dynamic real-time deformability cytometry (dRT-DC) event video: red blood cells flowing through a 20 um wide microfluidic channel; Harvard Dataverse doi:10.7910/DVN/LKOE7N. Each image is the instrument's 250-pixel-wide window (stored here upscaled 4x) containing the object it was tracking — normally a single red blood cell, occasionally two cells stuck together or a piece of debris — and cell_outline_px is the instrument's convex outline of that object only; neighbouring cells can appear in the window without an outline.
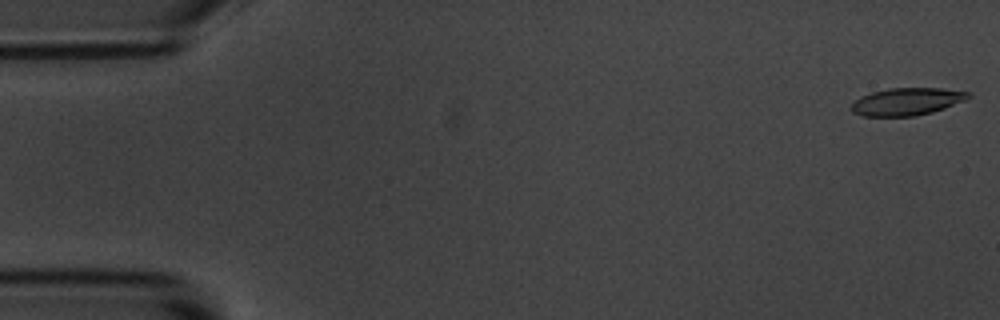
{"species": "common noctule bat (a hibernating species)", "species_latin": "Nyctalus noctula", "temperature_condition": "room temperature", "stored_images_in_passage": 5, "camera_frame_rate_fps": 3000, "um_per_image_px": 0.085, "animal": {"sex": "male", "body_mass_g": 20.1, "forearm_length_mm": 53.5}, "frame": {"image": 1, "passage_image": 1, "time_ms": 0.0, "image_size_px": [1000, 320], "cell_outline_px": [[972, 96], [964, 100], [944, 108], [932, 112], [916, 116], [864, 116], [852, 112], [848, 108], [860, 96], [872, 92], [888, 88], [940, 88], [972, 92]], "centroid_in_image_um": [77.07, 8.63], "position_along_channel_um": 7.9, "area_um2": 18.79}}
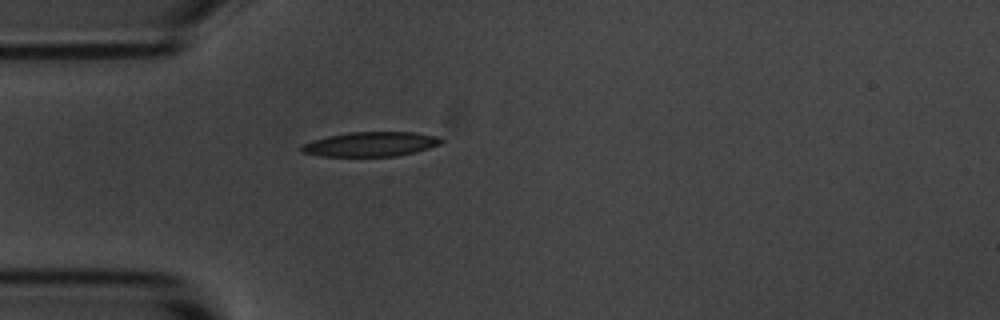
{"frame": {"image": 2, "passage_image": 5, "time_ms": 4.667, "image_size_px": [1000, 320], "cell_outline_px": [[444, 140], [440, 144], [416, 152], [396, 156], [320, 156], [300, 152], [300, 148], [304, 144], [312, 140], [328, 136], [348, 132], [412, 132], [440, 136]], "centroid_in_image_um": [31.52, 12.25], "position_along_channel_um": 53.5, "area_um2": 20.06}}